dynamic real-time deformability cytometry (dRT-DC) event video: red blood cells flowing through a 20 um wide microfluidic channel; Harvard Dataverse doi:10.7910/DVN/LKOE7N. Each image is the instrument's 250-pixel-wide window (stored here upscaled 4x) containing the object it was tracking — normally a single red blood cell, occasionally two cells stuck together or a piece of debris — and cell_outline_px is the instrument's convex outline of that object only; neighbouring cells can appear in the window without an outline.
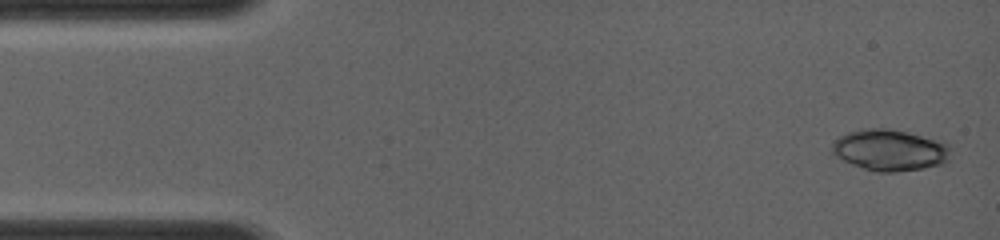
{"species": "common noctule bat (a hibernating species)", "species_latin": "Nyctalus noctula", "temperature_condition": "room temperature", "stored_images_in_passage": 4, "camera_frame_rate_fps": 4000, "um_per_image_px": 0.085, "animal": {"sex": "female", "body_mass_g": 19.0, "forearm_length_mm": 56.7}, "frame": {"image": 1, "passage_image": 1, "time_ms": 0.0, "image_size_px": [1000, 240], "cell_outline_px": [[952, 148], [948, 164], [924, 168], [896, 172], [876, 172], [852, 164], [836, 156], [832, 152], [832, 144], [840, 136], [848, 132], [864, 128], [888, 128], [908, 132], [944, 140]], "centroid_in_image_um": [75.73, 12.75], "position_along_channel_um": 9.3, "area_um2": 29.07}}
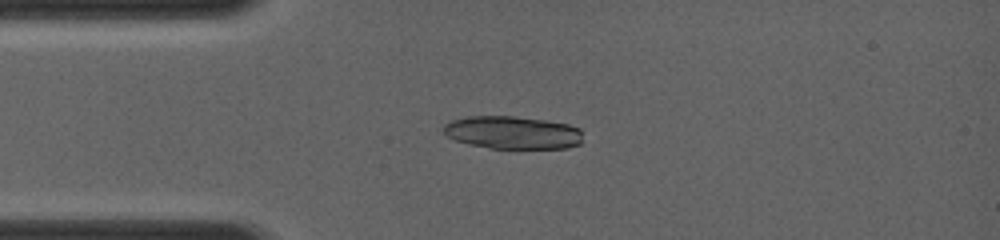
{"frame": {"image": 2, "passage_image": 4, "time_ms": 2.75, "image_size_px": [1000, 240], "cell_outline_px": [[584, 132], [580, 144], [568, 148], [488, 148], [468, 144], [456, 140], [448, 136], [440, 128], [444, 124], [452, 120], [468, 116], [512, 116], [544, 120], [568, 124], [580, 128]], "centroid_in_image_um": [43.58, 11.27], "position_along_channel_um": 41.4, "area_um2": 26.88}}